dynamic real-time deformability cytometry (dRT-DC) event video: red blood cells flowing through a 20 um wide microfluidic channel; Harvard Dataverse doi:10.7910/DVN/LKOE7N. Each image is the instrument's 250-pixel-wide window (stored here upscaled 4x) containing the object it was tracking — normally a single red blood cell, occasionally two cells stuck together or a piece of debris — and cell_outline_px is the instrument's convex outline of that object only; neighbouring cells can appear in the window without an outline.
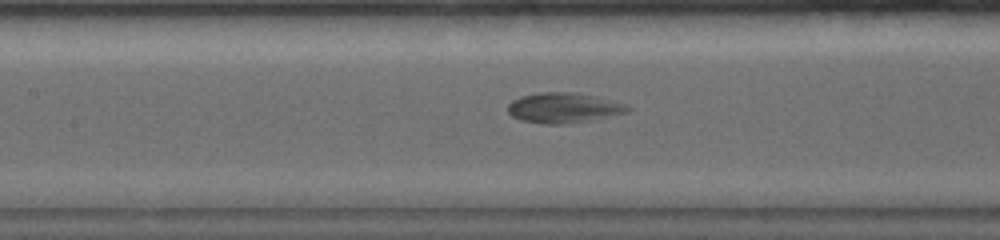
{"species": "common noctule bat (a hibernating species)", "species_latin": "Nyctalus noctula", "temperature_condition": "warm", "stored_images_in_passage": 25, "camera_frame_rate_fps": 5000, "um_per_image_px": 0.085, "animal": {"sex": "female", "body_mass_g": 19.0, "forearm_length_mm": 56.7}, "frame": {"image": 1, "passage_image": 15, "time_ms": 4.2, "image_size_px": [1000, 240], "cell_outline_px": [[632, 108], [628, 112], [560, 124], [548, 124], [520, 120], [512, 116], [508, 112], [508, 104], [512, 100], [520, 96], [540, 92], [576, 92], [596, 96], [628, 104]], "centroid_in_image_um": [47.88, 9.13], "position_along_channel_um": 159.5, "area_um2": 20.81}}